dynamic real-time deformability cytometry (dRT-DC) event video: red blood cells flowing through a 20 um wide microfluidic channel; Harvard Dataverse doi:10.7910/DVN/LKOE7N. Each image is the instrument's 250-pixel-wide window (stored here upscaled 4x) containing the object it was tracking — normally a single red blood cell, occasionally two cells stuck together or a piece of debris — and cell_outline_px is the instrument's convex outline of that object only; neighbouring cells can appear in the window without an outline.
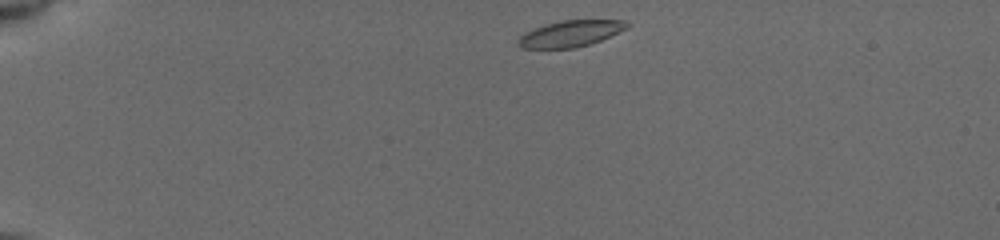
{"species": "common noctule bat (a hibernating species)", "species_latin": "Nyctalus noctula", "temperature_condition": "cold", "stored_images_in_passage": 50, "camera_frame_rate_fps": 3000, "um_per_image_px": 0.085, "animal": {"sex": "female", "body_mass_g": 19.5, "forearm_length_mm": 54.1}, "frame": {"image": 1, "passage_image": 1, "time_ms": 0.0, "image_size_px": [1000, 240], "cell_outline_px": [[632, 24], [628, 28], [600, 40], [576, 48], [520, 48], [516, 40], [520, 36], [544, 24], [564, 20], [620, 20]], "centroid_in_image_um": [48.5, 2.86], "position_along_channel_um": 36.5, "area_um2": 16.47}}
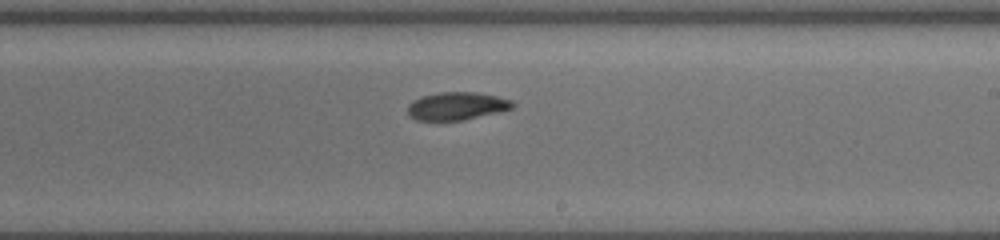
{"frame": {"image": 2, "passage_image": 29, "time_ms": 7.333, "image_size_px": [1000, 240], "cell_outline_px": [[516, 104], [512, 108], [464, 120], [416, 120], [408, 112], [408, 104], [412, 100], [420, 96], [436, 92], [476, 92], [496, 96], [512, 100]], "centroid_in_image_um": [38.8, 8.99], "position_along_channel_um": 250.2, "area_um2": 16.99}}
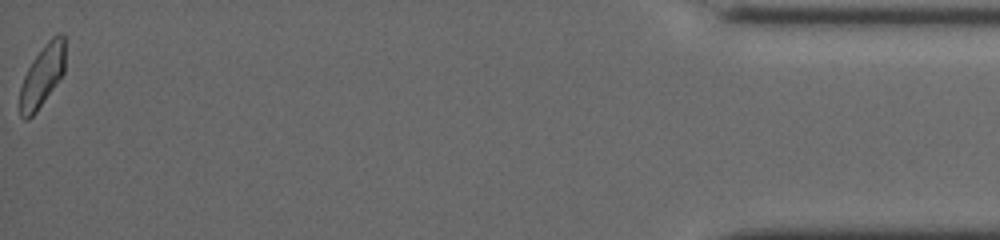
{"frame": {"image": 3, "passage_image": 50, "time_ms": 14.0, "image_size_px": [1000, 240], "cell_outline_px": [[64, 72], [36, 112], [28, 120], [24, 120], [20, 116], [20, 88], [24, 76], [28, 68], [36, 56], [48, 40], [56, 32], [60, 32], [64, 36]], "centroid_in_image_um": [3.58, 6.45], "position_along_channel_um": 431.6, "area_um2": 16.01}, "authors_computed_cell_mechanics": {"area_um2": 17.5712, "velocity_mm_per_s": 3.895, "shape_relaxation_time_tau1_ms": 6.6651, "shape_relaxation_time_tau2_ms": 9.9517, "deformation_change_tau1": 0.1432, "deformation_change_tau2": 0.1434}}